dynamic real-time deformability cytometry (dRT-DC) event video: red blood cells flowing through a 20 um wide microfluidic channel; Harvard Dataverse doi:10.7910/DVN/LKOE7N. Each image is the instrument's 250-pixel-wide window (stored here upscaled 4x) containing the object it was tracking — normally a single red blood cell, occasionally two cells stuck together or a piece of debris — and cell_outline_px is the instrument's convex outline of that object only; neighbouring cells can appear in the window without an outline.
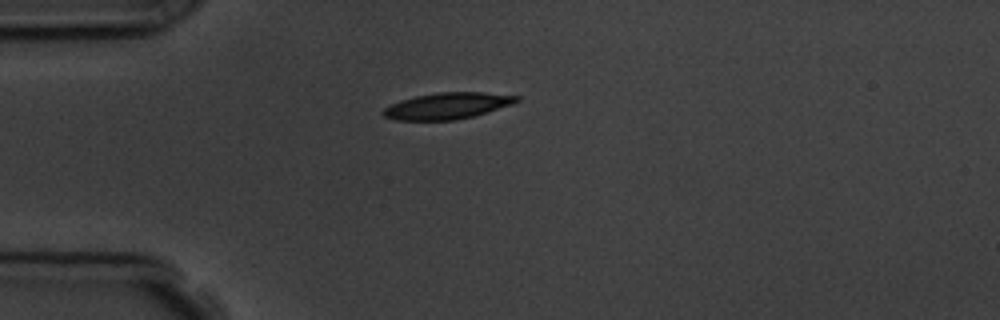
{"species": "common noctule bat (a hibernating species)", "species_latin": "Nyctalus noctula", "temperature_condition": "room temperature", "stored_images_in_passage": 1, "camera_frame_rate_fps": 3000, "um_per_image_px": 0.085, "animal": {"sex": "male", "body_mass_g": 19.5, "forearm_length_mm": 54.6}, "frame": {"image": 1, "passage_image": 1, "time_ms": 0.0, "image_size_px": [1000, 320], "cell_outline_px": [[520, 100], [512, 104], [472, 116], [456, 120], [396, 120], [384, 116], [380, 112], [384, 108], [400, 100], [416, 96], [440, 92], [484, 92], [520, 96]], "centroid_in_image_um": [38.01, 8.99], "position_along_channel_um": 47.0, "area_um2": 20.35}}